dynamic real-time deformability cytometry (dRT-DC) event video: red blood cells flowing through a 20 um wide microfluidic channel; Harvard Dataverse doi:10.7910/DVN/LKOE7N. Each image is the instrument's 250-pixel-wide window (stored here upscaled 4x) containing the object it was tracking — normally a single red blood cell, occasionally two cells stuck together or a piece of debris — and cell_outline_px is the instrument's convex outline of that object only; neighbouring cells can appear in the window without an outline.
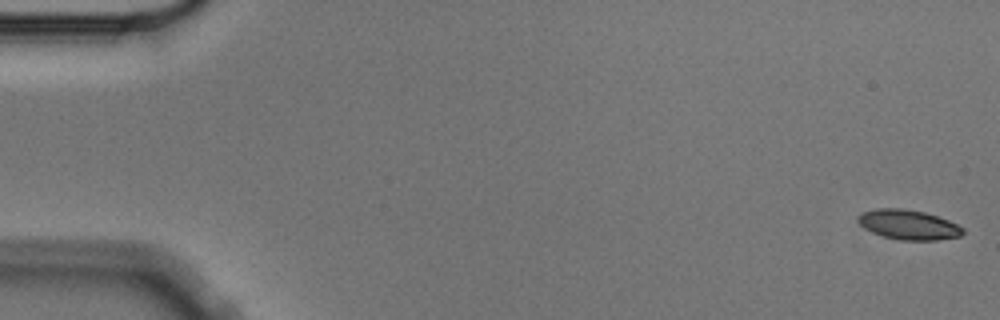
{"species": "Egyptian fruit bat (a non-hibernating species)", "species_latin": "Rousettus aegyptiacus", "temperature_condition": "cold", "stored_images_in_passage": 9, "camera_frame_rate_fps": 3000, "um_per_image_px": 0.085, "animal": {"sex": "male"}, "frame": {"image": 1, "passage_image": 1, "time_ms": 0.0, "image_size_px": [1000, 320], "cell_outline_px": [[964, 232], [960, 236], [936, 240], [900, 240], [884, 236], [872, 232], [864, 228], [860, 224], [860, 216], [864, 212], [876, 208], [904, 208], [924, 212], [948, 220], [964, 228]], "centroid_in_image_um": [77.25, 19.1], "position_along_channel_um": 7.8, "area_um2": 17.92}}
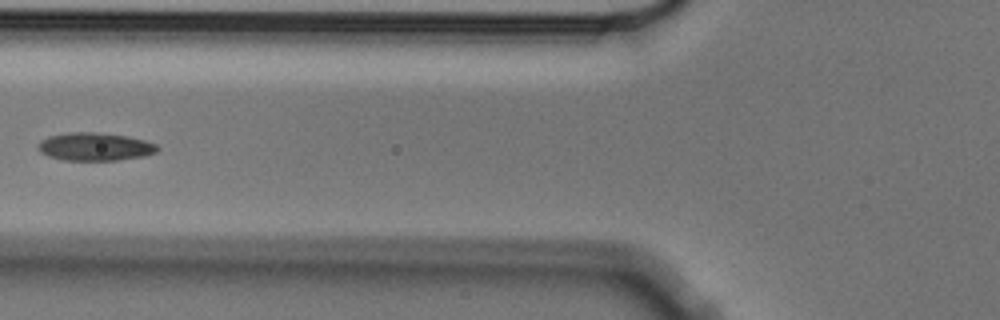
{"frame": {"image": 2, "passage_image": 6, "time_ms": 1.667, "image_size_px": [1000, 320], "cell_outline_px": [[160, 148], [156, 152], [144, 156], [116, 160], [60, 160], [48, 156], [40, 152], [36, 148], [36, 144], [40, 140], [48, 136], [68, 132], [96, 132], [128, 136], [144, 140], [156, 144]], "centroid_in_image_um": [8.02, 12.46], "position_along_channel_um": 117.8, "area_um2": 19.71}}
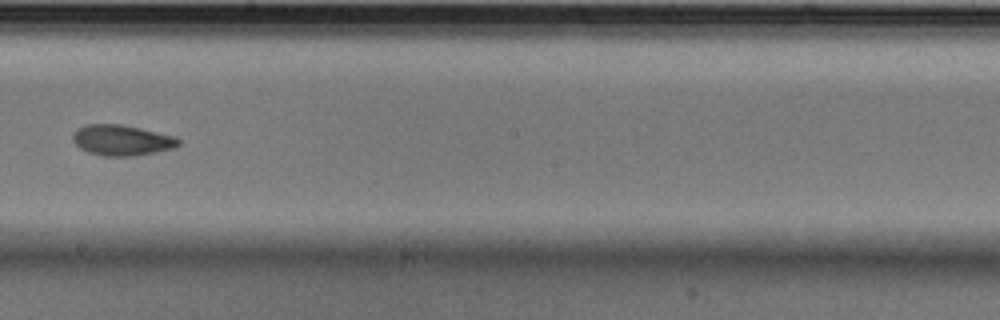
{"frame": {"image": 3, "passage_image": 9, "time_ms": 2.667, "image_size_px": [1000, 320], "cell_outline_px": [[180, 144], [176, 148], [136, 156], [100, 156], [88, 152], [80, 148], [72, 140], [72, 132], [76, 128], [84, 124], [120, 124], [140, 128], [176, 136], [180, 140]], "centroid_in_image_um": [10.34, 11.92], "position_along_channel_um": 237.9, "area_um2": 19.25}}